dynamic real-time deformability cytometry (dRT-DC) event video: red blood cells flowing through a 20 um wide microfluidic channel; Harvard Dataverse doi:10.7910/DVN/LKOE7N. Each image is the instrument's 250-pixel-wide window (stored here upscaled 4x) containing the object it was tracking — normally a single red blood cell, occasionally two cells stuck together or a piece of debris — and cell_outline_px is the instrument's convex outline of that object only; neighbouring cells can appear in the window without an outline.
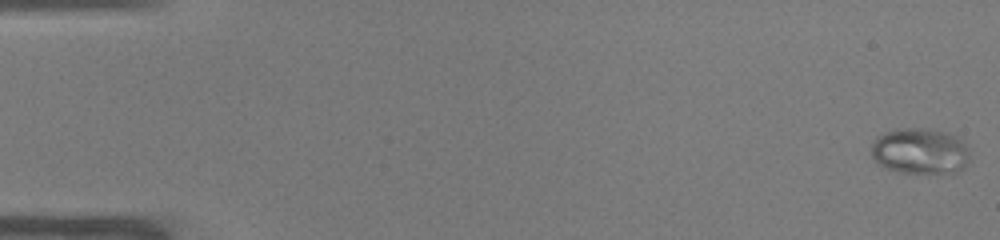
{"species": "common noctule bat (a hibernating species)", "species_latin": "Nyctalus noctula", "temperature_condition": "warm", "stored_images_in_passage": 52, "camera_frame_rate_fps": 3000, "um_per_image_px": 0.085, "animal": {"sex": "male", "body_mass_g": 19.0, "forearm_length_mm": 50.8}, "frame": {"image": 1, "passage_image": 1, "time_ms": 0.0, "image_size_px": [1000, 240], "cell_outline_px": [[968, 160], [964, 168], [956, 172], [900, 172], [888, 168], [880, 164], [872, 156], [872, 140], [876, 136], [900, 128], [928, 128], [944, 132], [956, 136], [968, 148]], "centroid_in_image_um": [78.2, 12.83], "position_along_channel_um": 6.8, "area_um2": 26.01}}
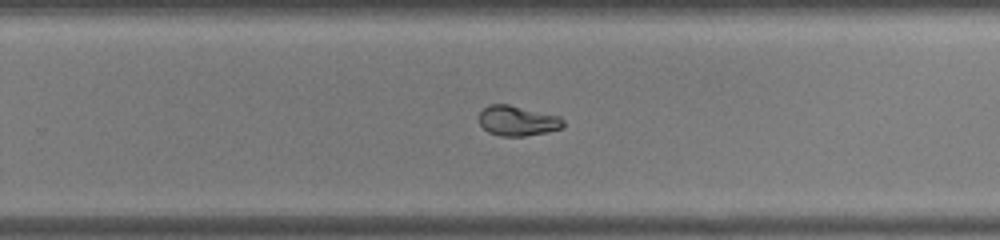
{"frame": {"image": 2, "passage_image": 34, "time_ms": 11.0, "image_size_px": [1000, 240], "cell_outline_px": [[564, 124], [560, 128], [548, 132], [524, 136], [500, 136], [488, 132], [480, 124], [480, 112], [488, 104], [508, 104], [560, 116], [564, 120]], "centroid_in_image_um": [43.99, 10.26], "position_along_channel_um": 285.8, "area_um2": 14.74}}
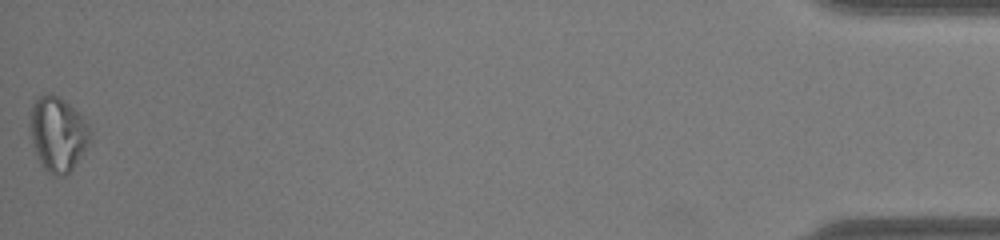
{"frame": {"image": 3, "passage_image": 52, "time_ms": 17.0, "image_size_px": [1000, 240], "cell_outline_px": [[92, 132], [84, 148], [72, 168], [64, 176], [52, 176], [44, 168], [32, 144], [28, 124], [32, 104], [40, 96], [48, 92], [52, 92], [64, 100], [88, 124]], "centroid_in_image_um": [4.86, 11.36], "position_along_channel_um": 430.3, "area_um2": 25.72}, "authors_computed_cell_mechanics": {"area_um2": 18.1203, "velocity_mm_per_s": 3.9392, "shape_relaxation_time_tau1_ms": 5.9662, "shape_relaxation_time_tau2_ms": null, "deformation_change_tau1": 0.2042, "deformation_change_tau2": null}}